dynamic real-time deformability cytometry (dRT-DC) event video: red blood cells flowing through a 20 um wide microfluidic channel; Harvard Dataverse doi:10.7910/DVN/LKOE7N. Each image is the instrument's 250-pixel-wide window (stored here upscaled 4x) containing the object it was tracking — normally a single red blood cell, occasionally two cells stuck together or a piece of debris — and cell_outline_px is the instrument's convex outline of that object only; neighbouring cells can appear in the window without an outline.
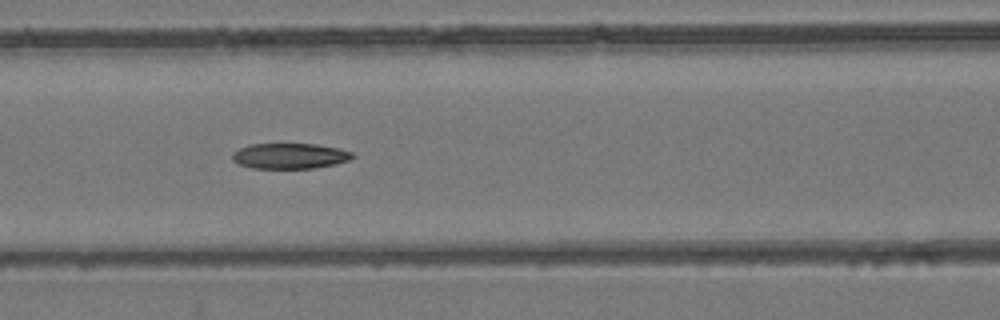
{"species": "common noctule bat (a hibernating species)", "species_latin": "Nyctalus noctula", "temperature_condition": "room temperature", "stored_images_in_passage": 7, "camera_frame_rate_fps": 3000, "um_per_image_px": 0.085, "animal": {"sex": "female", "body_mass_g": 24.6, "forearm_length_mm": 56.2}, "frame": {"image": 1, "passage_image": 7, "time_ms": 6.667, "image_size_px": [1000, 320], "cell_outline_px": [[356, 156], [348, 160], [336, 164], [312, 168], [252, 168], [240, 164], [232, 160], [232, 152], [248, 144], [316, 144], [340, 148], [352, 152]], "centroid_in_image_um": [24.64, 13.25], "position_along_channel_um": 142.0, "area_um2": 17.92}}